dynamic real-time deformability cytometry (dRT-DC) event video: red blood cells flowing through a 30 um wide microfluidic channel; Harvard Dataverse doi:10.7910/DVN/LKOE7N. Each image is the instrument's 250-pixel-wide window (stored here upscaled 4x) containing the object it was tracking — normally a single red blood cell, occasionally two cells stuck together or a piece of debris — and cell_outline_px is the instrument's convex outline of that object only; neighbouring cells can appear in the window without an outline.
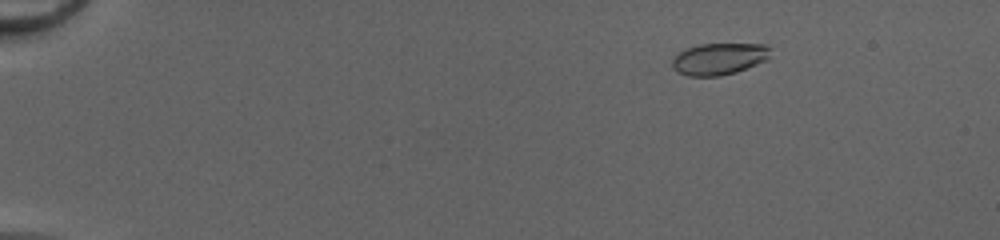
{"species": "common noctule bat (a hibernating species)", "species_latin": "Nyctalus noctula", "temperature_condition": "cold", "stored_images_in_passage": 52, "camera_frame_rate_fps": 3000, "um_per_image_px": 0.085, "animal": {"sex": "female", "body_mass_g": 20.0, "forearm_length_mm": 54.0}, "frame": {"image": 1, "passage_image": 9, "time_ms": 2.667, "image_size_px": [1000, 240], "cell_outline_px": [[772, 48], [768, 60], [736, 72], [720, 76], [688, 76], [676, 72], [672, 68], [672, 60], [680, 52], [688, 48], [700, 44], [764, 44]], "centroid_in_image_um": [61.14, 5.01], "position_along_channel_um": 23.9, "area_um2": 18.26}}
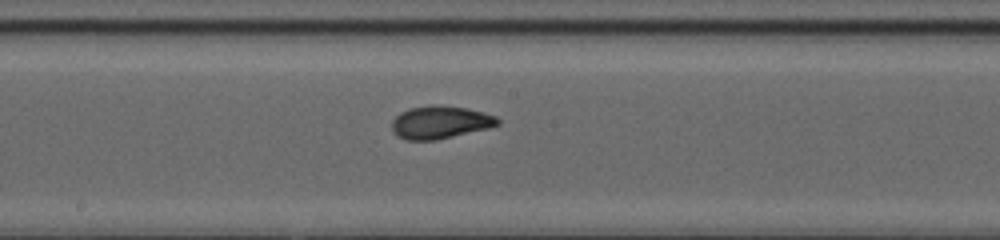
{"frame": {"image": 2, "passage_image": 31, "time_ms": 10.0, "image_size_px": [1000, 240], "cell_outline_px": [[500, 124], [488, 128], [436, 140], [408, 140], [396, 136], [392, 132], [392, 120], [400, 112], [408, 108], [432, 104], [440, 104], [464, 108], [484, 112], [496, 116], [500, 120]], "centroid_in_image_um": [37.39, 10.38], "position_along_channel_um": 210.8, "area_um2": 20.4}}
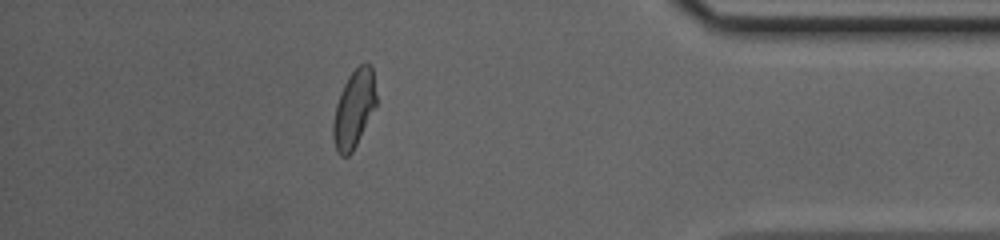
{"frame": {"image": 3, "passage_image": 47, "time_ms": 15.333, "image_size_px": [1000, 240], "cell_outline_px": [[376, 108], [352, 152], [348, 156], [340, 156], [336, 148], [332, 136], [332, 124], [336, 104], [340, 92], [348, 76], [360, 64], [372, 64], [376, 96]], "centroid_in_image_um": [30.08, 9.26], "position_along_channel_um": 405.1, "area_um2": 19.59}, "authors_computed_cell_mechanics": {"area_um2": 19.4208, "velocity_mm_per_s": 4.1976, "shape_relaxation_time_tau1_ms": 4.4403, "shape_relaxation_time_tau2_ms": 0.8053, "deformation_change_tau1": 0.173, "deformation_change_tau2": 0.0637}}